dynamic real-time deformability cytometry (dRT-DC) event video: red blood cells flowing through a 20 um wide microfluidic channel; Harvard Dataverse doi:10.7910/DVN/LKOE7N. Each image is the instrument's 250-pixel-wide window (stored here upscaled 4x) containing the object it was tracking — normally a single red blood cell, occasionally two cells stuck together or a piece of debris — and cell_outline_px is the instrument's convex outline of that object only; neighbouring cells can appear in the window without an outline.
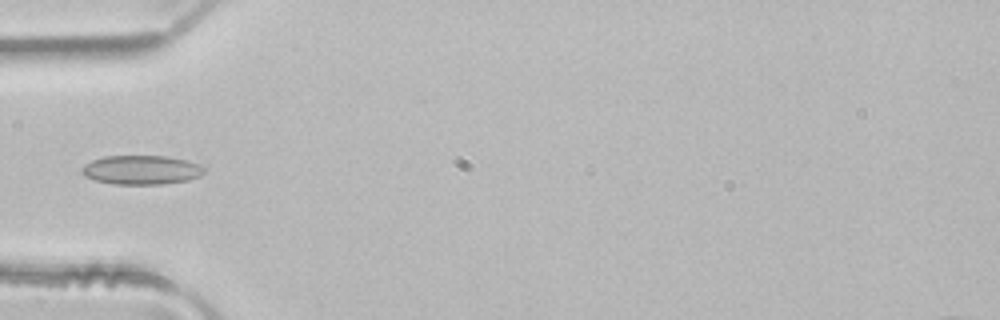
{"species": "common noctule bat (a hibernating species)", "species_latin": "Nyctalus noctula", "temperature_condition": "room temperature", "stored_images_in_passage": 4, "camera_frame_rate_fps": 3000, "um_per_image_px": 0.085, "animal": {"sex": "male", "body_mass_g": 21.5, "forearm_length_mm": 52.0}, "frame": {"image": 1, "passage_image": 4, "time_ms": 1.0, "image_size_px": [1000, 320], "cell_outline_px": [[204, 172], [200, 176], [188, 180], [164, 184], [112, 184], [96, 180], [84, 176], [80, 172], [80, 168], [84, 164], [92, 160], [104, 156], [168, 156], [184, 160], [196, 164], [204, 168]], "centroid_in_image_um": [11.96, 14.44], "position_along_channel_um": 73.0, "area_um2": 20.75}}